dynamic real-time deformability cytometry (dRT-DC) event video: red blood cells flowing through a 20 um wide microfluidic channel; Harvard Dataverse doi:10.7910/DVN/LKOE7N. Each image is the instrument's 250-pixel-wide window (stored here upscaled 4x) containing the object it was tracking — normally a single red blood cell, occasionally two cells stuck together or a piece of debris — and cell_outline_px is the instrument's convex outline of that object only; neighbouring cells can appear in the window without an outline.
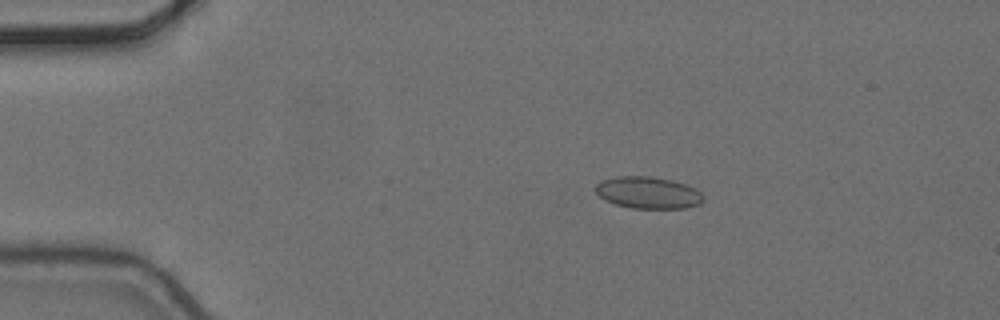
{"species": "common noctule bat (a hibernating species)", "species_latin": "Nyctalus noctula", "temperature_condition": "cold", "stored_images_in_passage": 6, "camera_frame_rate_fps": 3000, "um_per_image_px": 0.085, "animal": {"sex": "female", "body_mass_g": 24.6, "forearm_length_mm": 56.2}, "frame": {"image": 1, "passage_image": 4, "time_ms": 1.0, "image_size_px": [1000, 320], "cell_outline_px": [[704, 200], [700, 204], [684, 208], [632, 208], [616, 204], [604, 200], [596, 192], [596, 184], [600, 180], [616, 176], [652, 176], [672, 180], [684, 184], [700, 192], [704, 196]], "centroid_in_image_um": [55.07, 16.37], "position_along_channel_um": 29.9, "area_um2": 20.0}}
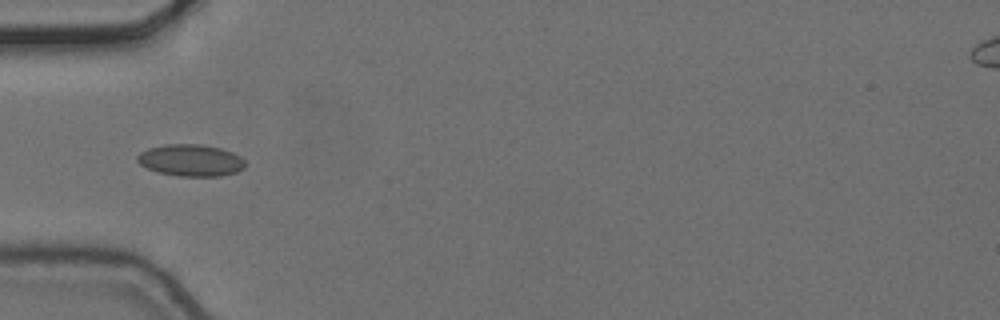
{"frame": {"image": 2, "passage_image": 6, "time_ms": 1.667, "image_size_px": [1000, 320], "cell_outline_px": [[248, 164], [244, 168], [236, 172], [220, 176], [176, 176], [156, 172], [140, 164], [136, 160], [136, 156], [140, 152], [148, 148], [164, 144], [200, 144], [220, 148], [232, 152], [240, 156]], "centroid_in_image_um": [16.21, 13.62], "position_along_channel_um": 68.8, "area_um2": 20.23}}